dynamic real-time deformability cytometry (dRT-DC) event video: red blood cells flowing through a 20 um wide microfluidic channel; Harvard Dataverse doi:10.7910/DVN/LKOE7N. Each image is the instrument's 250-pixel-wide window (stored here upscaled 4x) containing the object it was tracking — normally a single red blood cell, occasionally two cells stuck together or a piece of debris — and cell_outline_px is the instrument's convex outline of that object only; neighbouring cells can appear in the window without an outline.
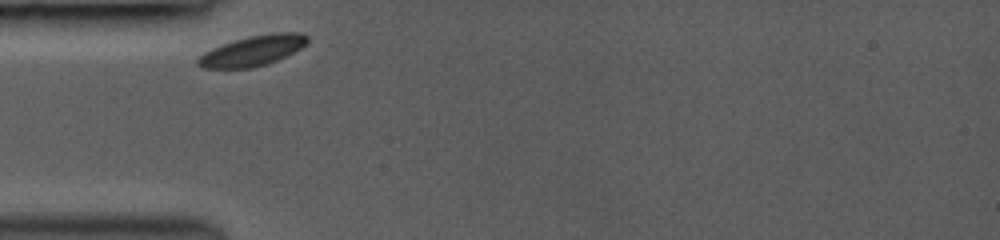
{"species": "common noctule bat (a hibernating species)", "species_latin": "Nyctalus noctula", "temperature_condition": "room temperature", "stored_images_in_passage": 34, "camera_frame_rate_fps": 3000, "um_per_image_px": 0.085, "animal": {"sex": "female", "body_mass_g": 19.0, "forearm_length_mm": 53.3}, "frame": {"image": 1, "passage_image": 1, "time_ms": 0.0, "image_size_px": [1000, 240], "cell_outline_px": [[308, 40], [300, 48], [268, 64], [252, 68], [204, 68], [196, 64], [196, 60], [204, 52], [212, 48], [248, 36], [272, 32], [300, 32], [308, 36]], "centroid_in_image_um": [21.46, 4.31], "position_along_channel_um": 63.5, "area_um2": 19.13}}
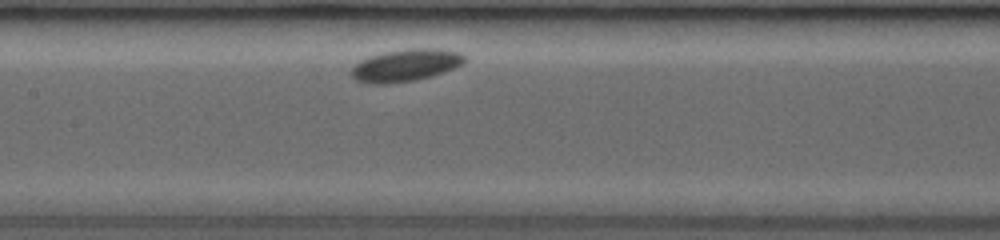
{"frame": {"image": 2, "passage_image": 15, "time_ms": 3.0, "image_size_px": [1000, 240], "cell_outline_px": [[464, 64], [444, 72], [432, 76], [416, 80], [388, 84], [368, 84], [356, 80], [352, 76], [352, 68], [360, 60], [368, 56], [384, 52], [412, 48], [440, 48], [460, 52], [464, 56]], "centroid_in_image_um": [34.49, 5.55], "position_along_channel_um": 172.9, "area_um2": 21.44}}
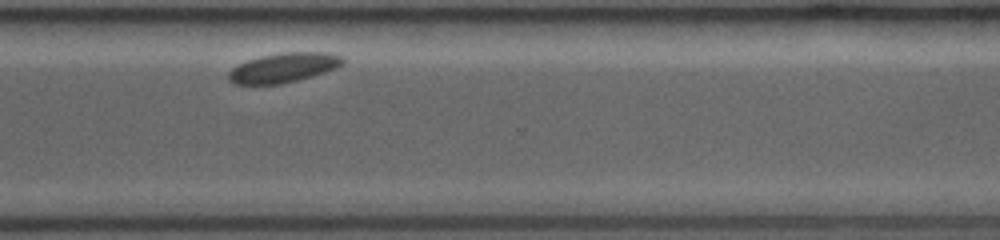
{"frame": {"image": 3, "passage_image": 33, "time_ms": 7.667, "image_size_px": [1000, 240], "cell_outline_px": [[344, 64], [336, 68], [312, 76], [280, 84], [232, 84], [228, 80], [228, 72], [236, 64], [260, 56], [284, 52], [328, 52], [340, 56], [344, 60]], "centroid_in_image_um": [24.07, 5.75], "position_along_channel_um": 346.5, "area_um2": 19.71}}